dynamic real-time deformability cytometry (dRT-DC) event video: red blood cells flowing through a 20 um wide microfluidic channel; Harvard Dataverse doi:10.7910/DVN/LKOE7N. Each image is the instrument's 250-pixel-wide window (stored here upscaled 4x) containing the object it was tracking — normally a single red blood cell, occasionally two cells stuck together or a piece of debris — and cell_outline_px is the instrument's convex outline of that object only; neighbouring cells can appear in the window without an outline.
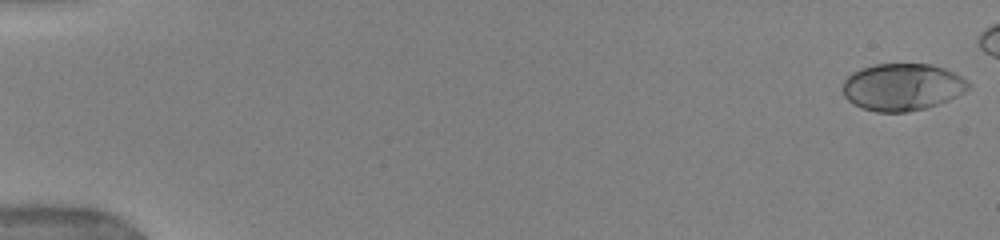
{"species": "human", "species_latin": "Homo sapiens", "temperature_condition": "warm", "stored_images_in_passage": 17, "camera_frame_rate_fps": 3000, "um_per_image_px": 0.085, "donor": {"sex": "female"}, "frame": {"image": 1, "passage_image": 1, "time_ms": 0.0, "image_size_px": [1000, 240], "cell_outline_px": [[972, 88], [948, 100], [924, 108], [908, 112], [876, 112], [860, 108], [848, 100], [844, 96], [844, 80], [852, 72], [860, 68], [876, 64], [928, 64], [944, 68], [968, 80], [972, 84]], "centroid_in_image_um": [76.7, 7.4], "position_along_channel_um": 8.3, "area_um2": 34.56}}